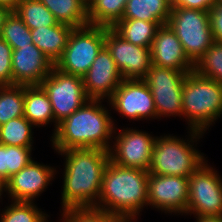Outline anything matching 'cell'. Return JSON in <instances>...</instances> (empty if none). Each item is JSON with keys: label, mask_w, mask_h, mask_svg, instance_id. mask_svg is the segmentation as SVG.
Masks as SVG:
<instances>
[{"label": "cell", "mask_w": 222, "mask_h": 222, "mask_svg": "<svg viewBox=\"0 0 222 222\" xmlns=\"http://www.w3.org/2000/svg\"><path fill=\"white\" fill-rule=\"evenodd\" d=\"M63 172L62 211L71 208H96L109 151L99 148L67 149Z\"/></svg>", "instance_id": "6da1fadb"}, {"label": "cell", "mask_w": 222, "mask_h": 222, "mask_svg": "<svg viewBox=\"0 0 222 222\" xmlns=\"http://www.w3.org/2000/svg\"><path fill=\"white\" fill-rule=\"evenodd\" d=\"M102 100L89 99L83 106L58 123L51 136L56 152L67 149L99 148L109 151L115 128L110 110ZM111 116V117H110Z\"/></svg>", "instance_id": "7a4b0ae2"}, {"label": "cell", "mask_w": 222, "mask_h": 222, "mask_svg": "<svg viewBox=\"0 0 222 222\" xmlns=\"http://www.w3.org/2000/svg\"><path fill=\"white\" fill-rule=\"evenodd\" d=\"M148 176L149 171L109 161L96 209L124 218H138L143 207H148Z\"/></svg>", "instance_id": "3957f363"}, {"label": "cell", "mask_w": 222, "mask_h": 222, "mask_svg": "<svg viewBox=\"0 0 222 222\" xmlns=\"http://www.w3.org/2000/svg\"><path fill=\"white\" fill-rule=\"evenodd\" d=\"M221 114L222 84L195 70L187 73L182 88V116L188 128L205 133Z\"/></svg>", "instance_id": "277c9868"}, {"label": "cell", "mask_w": 222, "mask_h": 222, "mask_svg": "<svg viewBox=\"0 0 222 222\" xmlns=\"http://www.w3.org/2000/svg\"><path fill=\"white\" fill-rule=\"evenodd\" d=\"M188 132L187 140L171 134L156 138L149 166L150 174L190 177L206 161L203 153L195 148L197 145L194 146L205 133L193 129Z\"/></svg>", "instance_id": "5b68a950"}, {"label": "cell", "mask_w": 222, "mask_h": 222, "mask_svg": "<svg viewBox=\"0 0 222 222\" xmlns=\"http://www.w3.org/2000/svg\"><path fill=\"white\" fill-rule=\"evenodd\" d=\"M167 24L175 32L185 55L194 65L214 43L207 11L172 7Z\"/></svg>", "instance_id": "8992f818"}, {"label": "cell", "mask_w": 222, "mask_h": 222, "mask_svg": "<svg viewBox=\"0 0 222 222\" xmlns=\"http://www.w3.org/2000/svg\"><path fill=\"white\" fill-rule=\"evenodd\" d=\"M104 45V26L87 25L73 28L55 68L66 74L83 77Z\"/></svg>", "instance_id": "52a82bcc"}, {"label": "cell", "mask_w": 222, "mask_h": 222, "mask_svg": "<svg viewBox=\"0 0 222 222\" xmlns=\"http://www.w3.org/2000/svg\"><path fill=\"white\" fill-rule=\"evenodd\" d=\"M207 162L189 177L186 215L222 216V178Z\"/></svg>", "instance_id": "ba28073f"}, {"label": "cell", "mask_w": 222, "mask_h": 222, "mask_svg": "<svg viewBox=\"0 0 222 222\" xmlns=\"http://www.w3.org/2000/svg\"><path fill=\"white\" fill-rule=\"evenodd\" d=\"M189 72L152 65L142 79L151 90L158 119L182 116V88Z\"/></svg>", "instance_id": "9c48e42d"}, {"label": "cell", "mask_w": 222, "mask_h": 222, "mask_svg": "<svg viewBox=\"0 0 222 222\" xmlns=\"http://www.w3.org/2000/svg\"><path fill=\"white\" fill-rule=\"evenodd\" d=\"M40 85L49 97L57 123L70 116L89 100L82 77L63 73L55 67Z\"/></svg>", "instance_id": "30bf717a"}, {"label": "cell", "mask_w": 222, "mask_h": 222, "mask_svg": "<svg viewBox=\"0 0 222 222\" xmlns=\"http://www.w3.org/2000/svg\"><path fill=\"white\" fill-rule=\"evenodd\" d=\"M114 135V145L109 150L110 161L123 167L149 171L157 136L128 127L119 133L114 130Z\"/></svg>", "instance_id": "8fae6325"}, {"label": "cell", "mask_w": 222, "mask_h": 222, "mask_svg": "<svg viewBox=\"0 0 222 222\" xmlns=\"http://www.w3.org/2000/svg\"><path fill=\"white\" fill-rule=\"evenodd\" d=\"M105 46L123 79H143L153 65L150 48L126 41L112 27H105Z\"/></svg>", "instance_id": "7c38bea8"}, {"label": "cell", "mask_w": 222, "mask_h": 222, "mask_svg": "<svg viewBox=\"0 0 222 222\" xmlns=\"http://www.w3.org/2000/svg\"><path fill=\"white\" fill-rule=\"evenodd\" d=\"M107 102L123 118H158L151 90L142 79H123Z\"/></svg>", "instance_id": "4fadbf2b"}, {"label": "cell", "mask_w": 222, "mask_h": 222, "mask_svg": "<svg viewBox=\"0 0 222 222\" xmlns=\"http://www.w3.org/2000/svg\"><path fill=\"white\" fill-rule=\"evenodd\" d=\"M189 177L157 175L148 176V205L164 213L186 214Z\"/></svg>", "instance_id": "5bb4252c"}, {"label": "cell", "mask_w": 222, "mask_h": 222, "mask_svg": "<svg viewBox=\"0 0 222 222\" xmlns=\"http://www.w3.org/2000/svg\"><path fill=\"white\" fill-rule=\"evenodd\" d=\"M82 80L88 98L94 100H109L119 87L123 77L105 45Z\"/></svg>", "instance_id": "9a60e30c"}, {"label": "cell", "mask_w": 222, "mask_h": 222, "mask_svg": "<svg viewBox=\"0 0 222 222\" xmlns=\"http://www.w3.org/2000/svg\"><path fill=\"white\" fill-rule=\"evenodd\" d=\"M56 173V168L32 160L7 181L8 196L12 201L34 202L48 188Z\"/></svg>", "instance_id": "2e32d148"}, {"label": "cell", "mask_w": 222, "mask_h": 222, "mask_svg": "<svg viewBox=\"0 0 222 222\" xmlns=\"http://www.w3.org/2000/svg\"><path fill=\"white\" fill-rule=\"evenodd\" d=\"M13 85H40L55 64L35 44L12 52Z\"/></svg>", "instance_id": "e0dca14e"}, {"label": "cell", "mask_w": 222, "mask_h": 222, "mask_svg": "<svg viewBox=\"0 0 222 222\" xmlns=\"http://www.w3.org/2000/svg\"><path fill=\"white\" fill-rule=\"evenodd\" d=\"M150 50L153 65L183 72L194 71V64L185 55L180 40L168 24L158 28Z\"/></svg>", "instance_id": "ac0fdd59"}, {"label": "cell", "mask_w": 222, "mask_h": 222, "mask_svg": "<svg viewBox=\"0 0 222 222\" xmlns=\"http://www.w3.org/2000/svg\"><path fill=\"white\" fill-rule=\"evenodd\" d=\"M24 117L36 128L54 123V132L58 123L54 119L53 109L46 91L41 85H24Z\"/></svg>", "instance_id": "d6986e66"}, {"label": "cell", "mask_w": 222, "mask_h": 222, "mask_svg": "<svg viewBox=\"0 0 222 222\" xmlns=\"http://www.w3.org/2000/svg\"><path fill=\"white\" fill-rule=\"evenodd\" d=\"M72 27L57 23L54 26L30 29L32 42L55 64L62 56Z\"/></svg>", "instance_id": "ffe728a7"}, {"label": "cell", "mask_w": 222, "mask_h": 222, "mask_svg": "<svg viewBox=\"0 0 222 222\" xmlns=\"http://www.w3.org/2000/svg\"><path fill=\"white\" fill-rule=\"evenodd\" d=\"M171 8V0H128L121 19H140L165 25Z\"/></svg>", "instance_id": "44dd1931"}, {"label": "cell", "mask_w": 222, "mask_h": 222, "mask_svg": "<svg viewBox=\"0 0 222 222\" xmlns=\"http://www.w3.org/2000/svg\"><path fill=\"white\" fill-rule=\"evenodd\" d=\"M54 15L56 21L72 28L89 25L87 0H40Z\"/></svg>", "instance_id": "7402d4cb"}, {"label": "cell", "mask_w": 222, "mask_h": 222, "mask_svg": "<svg viewBox=\"0 0 222 222\" xmlns=\"http://www.w3.org/2000/svg\"><path fill=\"white\" fill-rule=\"evenodd\" d=\"M162 24L140 19H121L112 28L126 41L151 48L156 31Z\"/></svg>", "instance_id": "603a6c76"}, {"label": "cell", "mask_w": 222, "mask_h": 222, "mask_svg": "<svg viewBox=\"0 0 222 222\" xmlns=\"http://www.w3.org/2000/svg\"><path fill=\"white\" fill-rule=\"evenodd\" d=\"M128 0H87L89 25L113 27L121 20Z\"/></svg>", "instance_id": "cb8c5ba5"}, {"label": "cell", "mask_w": 222, "mask_h": 222, "mask_svg": "<svg viewBox=\"0 0 222 222\" xmlns=\"http://www.w3.org/2000/svg\"><path fill=\"white\" fill-rule=\"evenodd\" d=\"M29 29L56 25L52 12L40 0H22L14 10Z\"/></svg>", "instance_id": "d4e9b609"}, {"label": "cell", "mask_w": 222, "mask_h": 222, "mask_svg": "<svg viewBox=\"0 0 222 222\" xmlns=\"http://www.w3.org/2000/svg\"><path fill=\"white\" fill-rule=\"evenodd\" d=\"M32 149V147L0 144V176L8 181L29 164L33 160Z\"/></svg>", "instance_id": "484cf974"}, {"label": "cell", "mask_w": 222, "mask_h": 222, "mask_svg": "<svg viewBox=\"0 0 222 222\" xmlns=\"http://www.w3.org/2000/svg\"><path fill=\"white\" fill-rule=\"evenodd\" d=\"M32 127L34 125L24 116L11 119L0 126V144L32 147L34 141Z\"/></svg>", "instance_id": "4316f807"}, {"label": "cell", "mask_w": 222, "mask_h": 222, "mask_svg": "<svg viewBox=\"0 0 222 222\" xmlns=\"http://www.w3.org/2000/svg\"><path fill=\"white\" fill-rule=\"evenodd\" d=\"M24 116V85L0 86V126Z\"/></svg>", "instance_id": "83f0119b"}, {"label": "cell", "mask_w": 222, "mask_h": 222, "mask_svg": "<svg viewBox=\"0 0 222 222\" xmlns=\"http://www.w3.org/2000/svg\"><path fill=\"white\" fill-rule=\"evenodd\" d=\"M0 214V222H47L48 214L39 209L34 202L12 201Z\"/></svg>", "instance_id": "f1b7e54d"}, {"label": "cell", "mask_w": 222, "mask_h": 222, "mask_svg": "<svg viewBox=\"0 0 222 222\" xmlns=\"http://www.w3.org/2000/svg\"><path fill=\"white\" fill-rule=\"evenodd\" d=\"M0 37L12 49H19L20 46L33 44L30 29L14 11H11L5 18Z\"/></svg>", "instance_id": "f546056e"}, {"label": "cell", "mask_w": 222, "mask_h": 222, "mask_svg": "<svg viewBox=\"0 0 222 222\" xmlns=\"http://www.w3.org/2000/svg\"><path fill=\"white\" fill-rule=\"evenodd\" d=\"M194 70L199 75L222 84V43L214 41L206 53L195 63Z\"/></svg>", "instance_id": "4dcf8cb0"}, {"label": "cell", "mask_w": 222, "mask_h": 222, "mask_svg": "<svg viewBox=\"0 0 222 222\" xmlns=\"http://www.w3.org/2000/svg\"><path fill=\"white\" fill-rule=\"evenodd\" d=\"M62 222H124L125 218L96 208H71L62 211Z\"/></svg>", "instance_id": "1f68e13d"}, {"label": "cell", "mask_w": 222, "mask_h": 222, "mask_svg": "<svg viewBox=\"0 0 222 222\" xmlns=\"http://www.w3.org/2000/svg\"><path fill=\"white\" fill-rule=\"evenodd\" d=\"M11 46L0 37V86L13 85Z\"/></svg>", "instance_id": "d6a6232c"}, {"label": "cell", "mask_w": 222, "mask_h": 222, "mask_svg": "<svg viewBox=\"0 0 222 222\" xmlns=\"http://www.w3.org/2000/svg\"><path fill=\"white\" fill-rule=\"evenodd\" d=\"M213 39L222 43V2H217L209 11Z\"/></svg>", "instance_id": "836d02e7"}, {"label": "cell", "mask_w": 222, "mask_h": 222, "mask_svg": "<svg viewBox=\"0 0 222 222\" xmlns=\"http://www.w3.org/2000/svg\"><path fill=\"white\" fill-rule=\"evenodd\" d=\"M218 1L219 0H171V6L209 12Z\"/></svg>", "instance_id": "e575fe53"}, {"label": "cell", "mask_w": 222, "mask_h": 222, "mask_svg": "<svg viewBox=\"0 0 222 222\" xmlns=\"http://www.w3.org/2000/svg\"><path fill=\"white\" fill-rule=\"evenodd\" d=\"M22 0H0V5L7 7L10 11H14Z\"/></svg>", "instance_id": "d590c367"}, {"label": "cell", "mask_w": 222, "mask_h": 222, "mask_svg": "<svg viewBox=\"0 0 222 222\" xmlns=\"http://www.w3.org/2000/svg\"><path fill=\"white\" fill-rule=\"evenodd\" d=\"M196 222H222V216H202V217H195Z\"/></svg>", "instance_id": "8d00e7d4"}, {"label": "cell", "mask_w": 222, "mask_h": 222, "mask_svg": "<svg viewBox=\"0 0 222 222\" xmlns=\"http://www.w3.org/2000/svg\"><path fill=\"white\" fill-rule=\"evenodd\" d=\"M10 12L11 11L7 7L0 5V35H1V31H2V27H3V23L5 21V18L7 17V15Z\"/></svg>", "instance_id": "74e56055"}, {"label": "cell", "mask_w": 222, "mask_h": 222, "mask_svg": "<svg viewBox=\"0 0 222 222\" xmlns=\"http://www.w3.org/2000/svg\"><path fill=\"white\" fill-rule=\"evenodd\" d=\"M4 191L7 193V180L0 176V200Z\"/></svg>", "instance_id": "f35d334b"}, {"label": "cell", "mask_w": 222, "mask_h": 222, "mask_svg": "<svg viewBox=\"0 0 222 222\" xmlns=\"http://www.w3.org/2000/svg\"><path fill=\"white\" fill-rule=\"evenodd\" d=\"M135 220H137L136 218H125L124 222H134Z\"/></svg>", "instance_id": "ab89813d"}]
</instances>
